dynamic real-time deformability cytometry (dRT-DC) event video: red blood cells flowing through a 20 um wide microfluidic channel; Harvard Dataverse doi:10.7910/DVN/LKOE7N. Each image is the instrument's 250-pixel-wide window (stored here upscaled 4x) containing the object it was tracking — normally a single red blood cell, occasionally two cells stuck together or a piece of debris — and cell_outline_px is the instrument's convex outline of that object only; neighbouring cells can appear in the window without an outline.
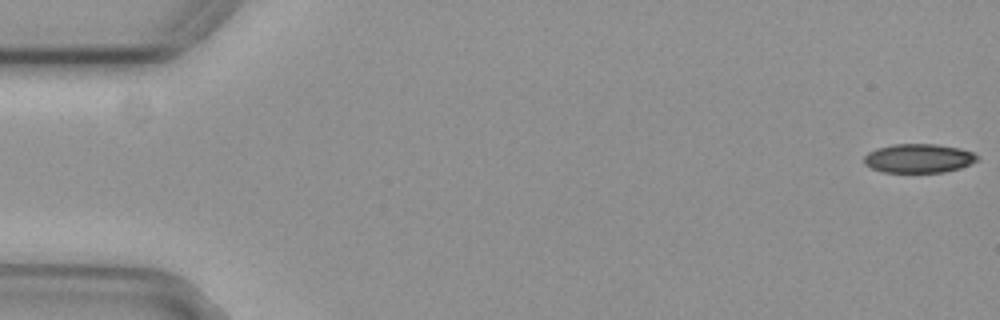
{"species": "common noctule bat (a hibernating species)", "species_latin": "Nyctalus noctula", "temperature_condition": "cold", "stored_images_in_passage": 44, "camera_frame_rate_fps": 3000, "um_per_image_px": 0.085, "animal": {"sex": "female", "body_mass_g": 29.2, "forearm_length_mm": 56.3}, "frame": {"image": 1, "passage_image": 1, "time_ms": 0.0, "image_size_px": [1000, 320], "cell_outline_px": [[980, 156], [976, 160], [960, 168], [944, 172], [884, 172], [872, 168], [864, 164], [864, 156], [868, 152], [876, 148], [892, 144], [936, 144], [960, 148], [972, 152]], "centroid_in_image_um": [78.06, 13.45], "position_along_channel_um": 6.9, "area_um2": 19.07}}
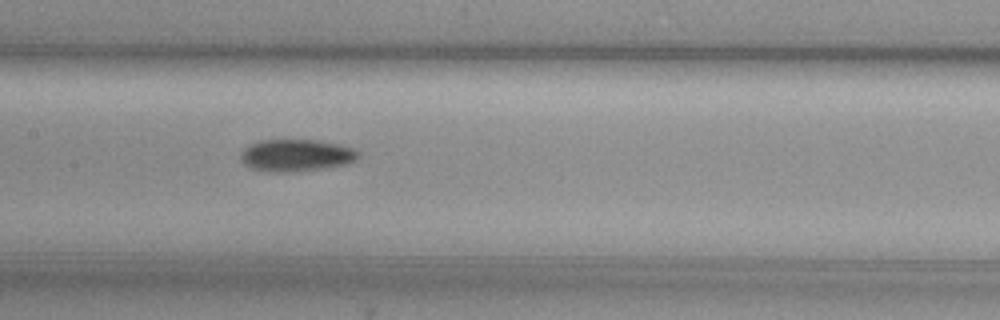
{"frame": {"image": 2, "passage_image": 27, "time_ms": 8.667, "image_size_px": [1000, 320], "cell_outline_px": [[360, 156], [356, 160], [344, 164], [324, 168], [288, 172], [268, 172], [248, 168], [240, 160], [240, 152], [244, 148], [260, 140], [316, 140], [340, 144], [352, 148], [360, 152]], "centroid_in_image_um": [25.15, 13.21], "position_along_channel_um": 182.3, "area_um2": 22.14}}
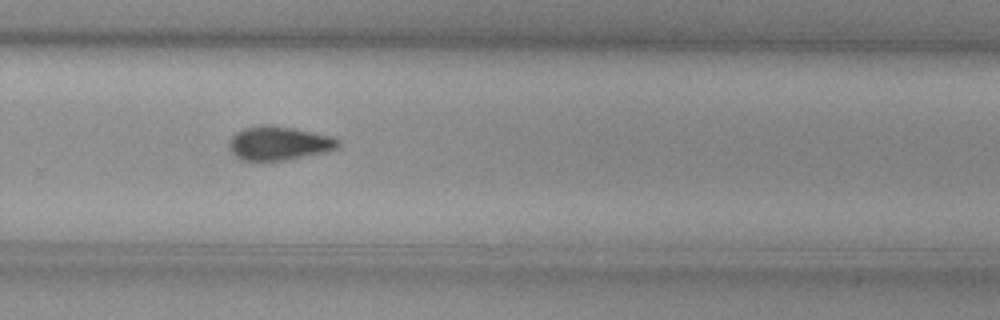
{"frame": {"image": 3, "passage_image": 37, "time_ms": 12.0, "image_size_px": [1000, 320], "cell_outline_px": [[340, 144], [336, 148], [324, 152], [288, 160], [264, 164], [256, 164], [240, 160], [228, 148], [228, 144], [232, 136], [236, 132], [244, 128], [264, 124], [268, 124], [292, 128], [332, 136], [340, 140]], "centroid_in_image_um": [23.64, 12.23], "position_along_channel_um": 306.2, "area_um2": 22.25}}